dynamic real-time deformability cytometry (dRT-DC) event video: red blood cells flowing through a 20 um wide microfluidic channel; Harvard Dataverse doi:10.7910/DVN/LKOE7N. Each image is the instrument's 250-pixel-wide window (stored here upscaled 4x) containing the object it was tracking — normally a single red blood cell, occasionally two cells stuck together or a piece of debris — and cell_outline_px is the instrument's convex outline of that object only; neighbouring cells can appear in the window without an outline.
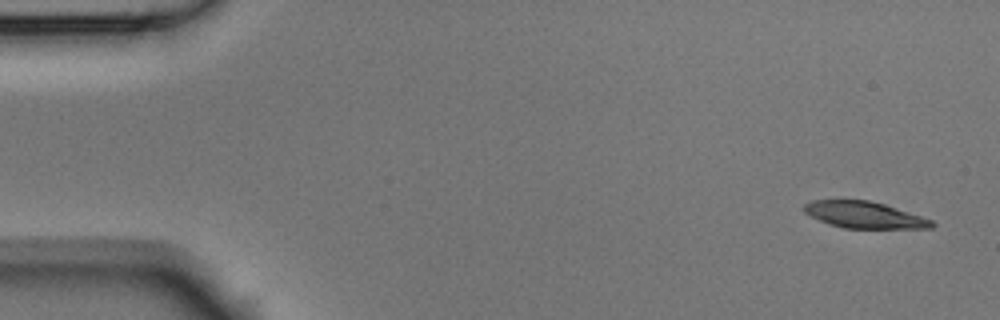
{"species": "Egyptian fruit bat (a non-hibernating species)", "species_latin": "Rousettus aegyptiacus", "temperature_condition": "room temperature", "stored_images_in_passage": 6, "camera_frame_rate_fps": 3000, "um_per_image_px": 0.085, "animal": {"sex": "male"}, "frame": {"image": 1, "passage_image": 1, "time_ms": 0.0, "image_size_px": [1000, 320], "cell_outline_px": [[936, 224], [932, 228], [844, 228], [828, 224], [804, 212], [804, 204], [812, 200], [868, 200], [884, 204], [932, 220]], "centroid_in_image_um": [73.46, 18.27], "position_along_channel_um": 11.5, "area_um2": 19.54}}
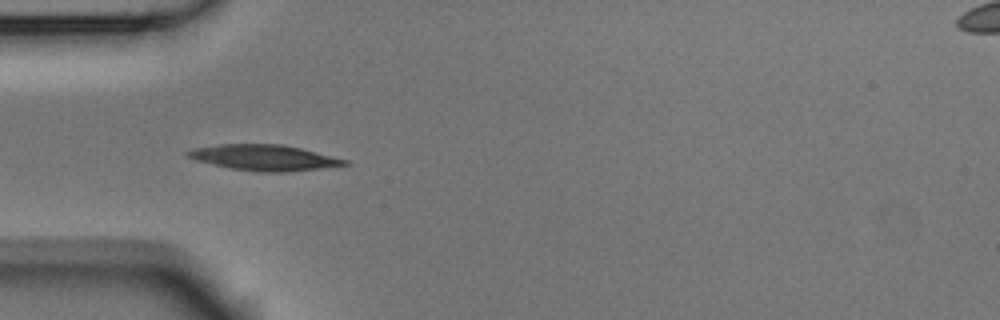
{"frame": {"image": 2, "passage_image": 5, "time_ms": 1.333, "image_size_px": [1000, 320], "cell_outline_px": [[352, 164], [288, 172], [260, 172], [232, 168], [196, 160], [184, 156], [184, 152], [196, 148], [220, 144], [280, 144], [300, 148], [348, 160]], "centroid_in_image_um": [22.45, 13.4], "position_along_channel_um": 62.5, "area_um2": 23.29}}
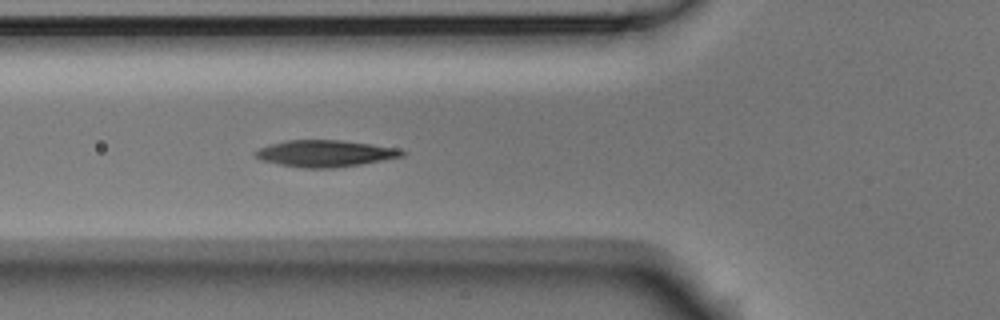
{"frame": {"image": 3, "passage_image": 6, "time_ms": 1.667, "image_size_px": [1000, 320], "cell_outline_px": [[408, 152], [404, 156], [360, 164], [332, 168], [300, 168], [280, 164], [264, 160], [256, 156], [252, 152], [268, 144], [288, 140], [340, 140], [372, 144], [400, 148]], "centroid_in_image_um": [27.67, 13.03], "position_along_channel_um": 98.1, "area_um2": 22.77}}